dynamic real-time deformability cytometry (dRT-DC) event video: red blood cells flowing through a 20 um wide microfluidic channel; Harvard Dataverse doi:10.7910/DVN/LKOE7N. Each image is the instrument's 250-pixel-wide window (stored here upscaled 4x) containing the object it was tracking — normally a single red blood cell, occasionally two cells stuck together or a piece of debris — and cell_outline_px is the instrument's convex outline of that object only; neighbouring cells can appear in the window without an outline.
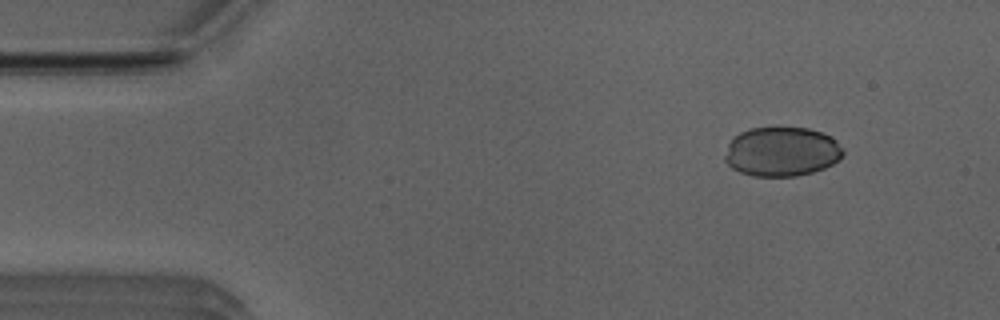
{"species": "Egyptian fruit bat (a non-hibernating species)", "species_latin": "Rousettus aegyptiacus", "temperature_condition": "room temperature", "stored_images_in_passage": 9, "camera_frame_rate_fps": 3000, "um_per_image_px": 0.085, "animal": {"sex": "male"}, "frame": {"image": 1, "passage_image": 1, "time_ms": 0.0, "image_size_px": [1000, 320], "cell_outline_px": [[844, 152], [832, 164], [824, 168], [812, 172], [796, 176], [752, 176], [740, 172], [732, 168], [724, 160], [724, 156], [728, 144], [732, 136], [740, 132], [752, 128], [808, 128], [832, 136], [836, 140]], "centroid_in_image_um": [66.41, 12.89], "position_along_channel_um": 18.6, "area_um2": 33.99}}